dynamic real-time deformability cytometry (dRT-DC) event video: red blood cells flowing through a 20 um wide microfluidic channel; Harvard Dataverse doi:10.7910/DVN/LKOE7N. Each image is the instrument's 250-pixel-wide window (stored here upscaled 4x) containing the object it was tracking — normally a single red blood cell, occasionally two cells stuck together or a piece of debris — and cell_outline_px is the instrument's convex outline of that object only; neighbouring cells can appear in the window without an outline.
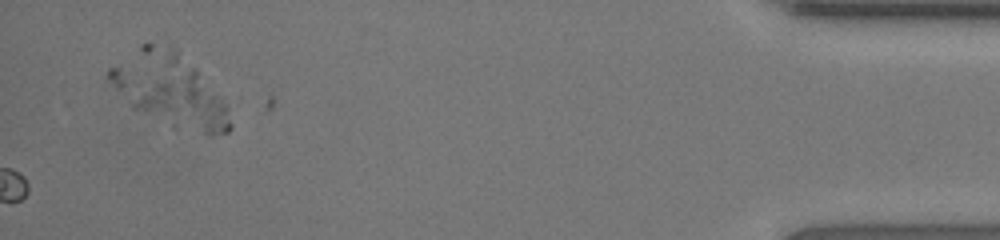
{"species": "human", "species_latin": "Homo sapiens", "temperature_condition": "room temperature", "stored_images_in_passage": 52, "camera_frame_rate_fps": 3000, "um_per_image_px": 0.085, "donor": {"sex": "female"}, "frame": {"image": 1, "passage_image": 52, "time_ms": 17.0, "image_size_px": [1000, 240], "cell_outline_px": [[232, 128], [228, 132], [212, 136], [208, 136], [132, 108], [132, 104], [160, 84], [196, 68], [228, 108], [232, 124]], "centroid_in_image_um": [15.97, 8.9], "position_along_channel_um": 419.2, "area_um2": 27.69}}